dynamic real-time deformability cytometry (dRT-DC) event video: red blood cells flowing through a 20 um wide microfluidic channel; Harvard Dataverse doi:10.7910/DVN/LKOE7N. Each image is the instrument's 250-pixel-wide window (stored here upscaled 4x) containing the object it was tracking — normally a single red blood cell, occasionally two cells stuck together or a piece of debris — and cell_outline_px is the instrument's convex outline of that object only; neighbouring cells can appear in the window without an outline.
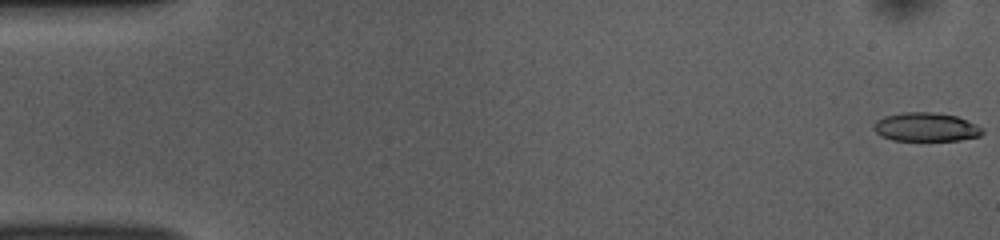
{"species": "common noctule bat (a hibernating species)", "species_latin": "Nyctalus noctula", "temperature_condition": "room temperature", "stored_images_in_passage": 54, "camera_frame_rate_fps": 3000, "um_per_image_px": 0.085, "animal": {"sex": "female", "body_mass_g": 10.0, "forearm_length_mm": 53.1}, "frame": {"image": 1, "passage_image": 1, "time_ms": 0.0, "image_size_px": [1000, 240], "cell_outline_px": [[984, 132], [980, 136], [960, 140], [892, 140], [880, 136], [872, 128], [872, 124], [876, 120], [884, 116], [904, 112], [932, 112], [956, 116], [976, 124]], "centroid_in_image_um": [78.65, 10.8], "position_along_channel_um": 6.3, "area_um2": 18.21}}
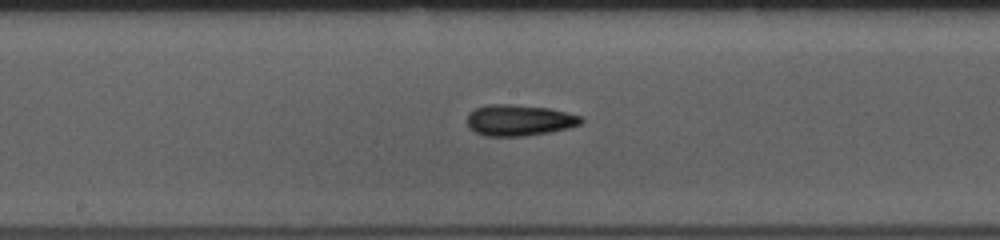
{"frame": {"image": 2, "passage_image": 28, "time_ms": 9.0, "image_size_px": [1000, 240], "cell_outline_px": [[584, 120], [580, 124], [568, 128], [548, 132], [524, 136], [484, 136], [468, 128], [468, 112], [476, 108], [488, 104], [512, 104], [548, 108], [584, 116]], "centroid_in_image_um": [44.13, 10.21], "position_along_channel_um": 204.1, "area_um2": 20.75}}
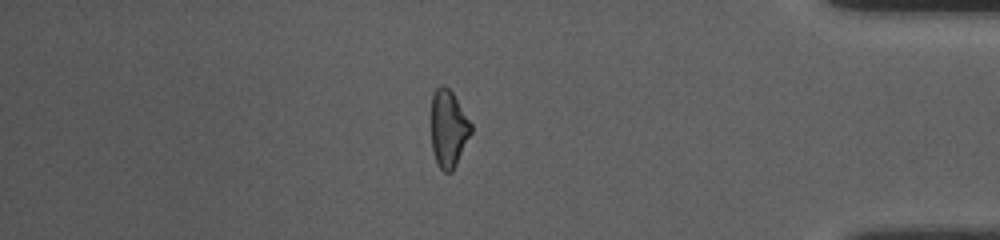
{"frame": {"image": 3, "passage_image": 46, "time_ms": 15.0, "image_size_px": [1000, 240], "cell_outline_px": [[472, 132], [452, 172], [444, 172], [440, 168], [432, 152], [432, 96], [436, 88], [440, 84], [444, 84], [452, 92], [472, 124]], "centroid_in_image_um": [38.12, 10.92], "position_along_channel_um": 397.1, "area_um2": 17.8}, "authors_computed_cell_mechanics": {"area_um2": 19.2185, "velocity_mm_per_s": 3.771, "shape_relaxation_time_tau1_ms": 5.6577, "shape_relaxation_time_tau2_ms": 6.0568, "deformation_change_tau1": 0.1582, "deformation_change_tau2": 0.1555}}